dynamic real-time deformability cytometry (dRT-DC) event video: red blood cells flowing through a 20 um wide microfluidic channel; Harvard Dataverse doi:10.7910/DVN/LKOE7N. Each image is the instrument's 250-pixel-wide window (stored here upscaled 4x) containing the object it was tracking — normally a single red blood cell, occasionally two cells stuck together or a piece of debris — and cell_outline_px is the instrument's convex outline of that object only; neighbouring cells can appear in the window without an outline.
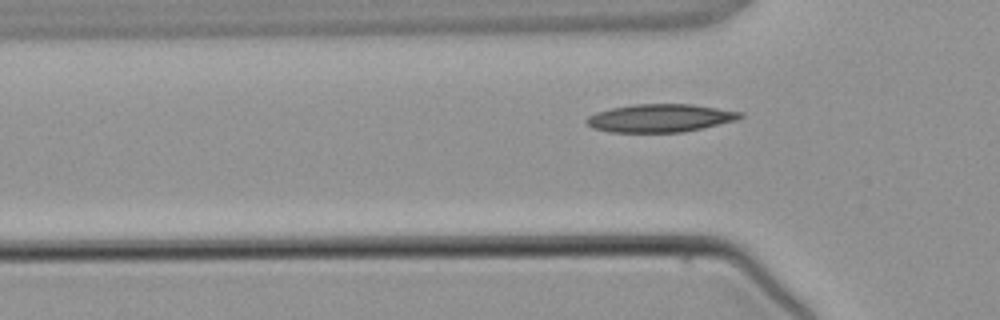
{"species": "common noctule bat (a hibernating species)", "species_latin": "Nyctalus noctula", "temperature_condition": "warm", "stored_images_in_passage": 5, "camera_frame_rate_fps": 3000, "um_per_image_px": 0.085, "animal": {"sex": "male", "body_mass_g": 21.5, "forearm_length_mm": 52.0}, "frame": {"image": 1, "passage_image": 5, "time_ms": 5.333, "image_size_px": [1000, 320], "cell_outline_px": [[744, 116], [736, 120], [704, 128], [684, 132], [608, 132], [592, 128], [584, 120], [588, 116], [596, 112], [612, 108], [632, 104], [692, 104], [744, 112]], "centroid_in_image_um": [56.12, 10.04], "position_along_channel_um": 69.7, "area_um2": 25.26}}